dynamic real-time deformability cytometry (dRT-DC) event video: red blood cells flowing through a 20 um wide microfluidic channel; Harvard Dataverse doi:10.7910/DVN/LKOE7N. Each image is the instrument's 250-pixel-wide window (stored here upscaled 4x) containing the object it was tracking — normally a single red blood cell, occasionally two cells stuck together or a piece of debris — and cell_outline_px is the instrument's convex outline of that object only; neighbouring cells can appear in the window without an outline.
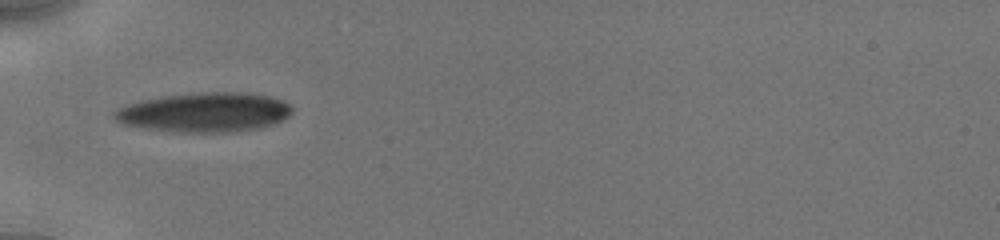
{"species": "human", "species_latin": "Homo sapiens", "temperature_condition": "cold", "stored_images_in_passage": 33, "camera_frame_rate_fps": 3000, "um_per_image_px": 0.085, "donor": {"sex": "male"}, "frame": {"image": 1, "passage_image": 1, "time_ms": 0.0, "image_size_px": [1000, 240], "cell_outline_px": [[292, 112], [288, 116], [272, 124], [260, 128], [228, 132], [168, 132], [124, 124], [116, 120], [112, 116], [112, 112], [120, 108], [140, 100], [168, 96], [204, 92], [244, 92], [268, 96], [292, 104]], "centroid_in_image_um": [17.4, 9.55], "position_along_channel_um": 67.6, "area_um2": 40.63}}
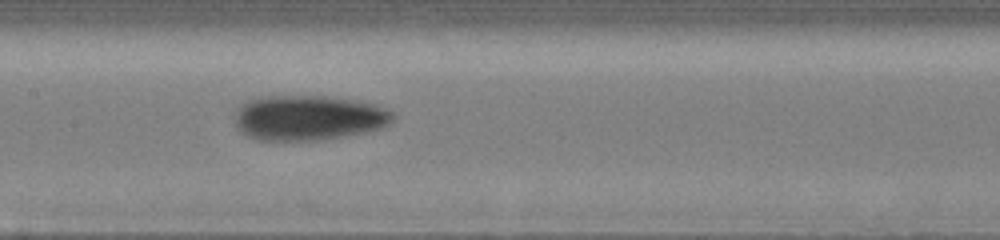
{"frame": {"image": 2, "passage_image": 18, "time_ms": 3.0, "image_size_px": [1000, 240], "cell_outline_px": [[396, 116], [384, 128], [368, 132], [320, 140], [260, 140], [248, 136], [236, 124], [236, 108], [248, 100], [268, 96], [328, 96], [352, 100], [372, 104], [384, 108], [392, 112]], "centroid_in_image_um": [26.26, 10.01], "position_along_channel_um": 181.1, "area_um2": 41.33}}
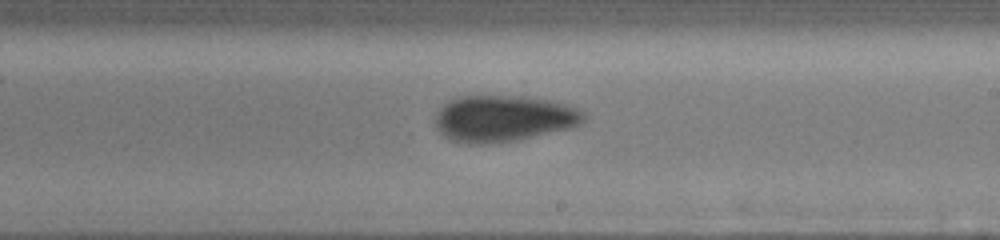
{"frame": {"image": 3, "passage_image": 28, "time_ms": 4.667, "image_size_px": [1000, 240], "cell_outline_px": [[584, 120], [580, 124], [572, 128], [516, 140], [484, 144], [468, 144], [452, 140], [444, 136], [436, 128], [436, 112], [448, 100], [460, 96], [524, 96], [552, 100], [568, 104], [584, 112]], "centroid_in_image_um": [42.8, 10.06], "position_along_channel_um": 246.2, "area_um2": 40.34}}